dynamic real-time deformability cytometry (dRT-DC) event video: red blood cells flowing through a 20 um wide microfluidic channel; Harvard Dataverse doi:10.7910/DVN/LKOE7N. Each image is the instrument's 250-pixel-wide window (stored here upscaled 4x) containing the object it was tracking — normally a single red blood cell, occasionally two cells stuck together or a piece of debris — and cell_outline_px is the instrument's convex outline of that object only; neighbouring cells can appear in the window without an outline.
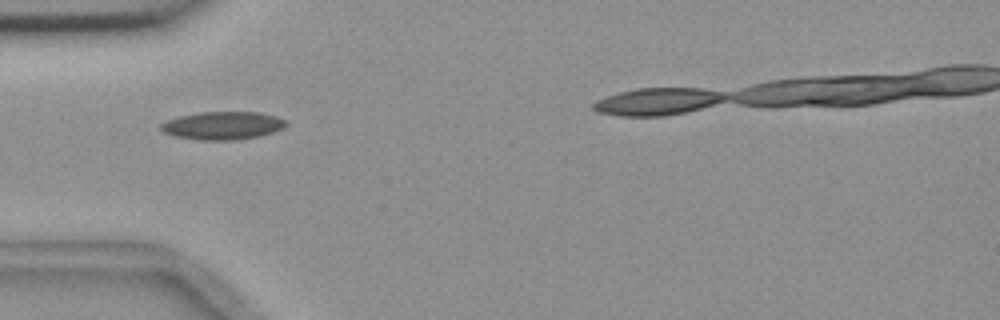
{"species": "common noctule bat (a hibernating species)", "species_latin": "Nyctalus noctula", "temperature_condition": "room temperature", "stored_images_in_passage": 5, "camera_frame_rate_fps": 3000, "um_per_image_px": 0.085, "animal": {"sex": "female", "body_mass_g": 18.4}, "frame": {"image": 1, "passage_image": 1, "time_ms": 0.0, "image_size_px": [1000, 320], "cell_outline_px": [[288, 124], [284, 128], [260, 136], [236, 140], [196, 140], [176, 136], [164, 132], [160, 128], [160, 124], [168, 120], [180, 116], [200, 112], [260, 112], [276, 116], [288, 120]], "centroid_in_image_um": [18.98, 10.67], "position_along_channel_um": 66.0, "area_um2": 20.52}}
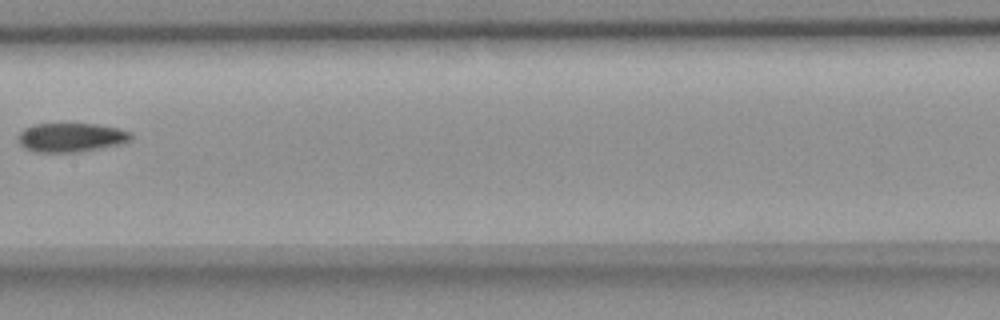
{"frame": {"image": 2, "passage_image": 4, "time_ms": 3.667, "image_size_px": [1000, 320], "cell_outline_px": [[132, 140], [124, 144], [80, 152], [36, 152], [20, 144], [16, 136], [24, 128], [32, 124], [96, 124], [116, 128], [132, 132]], "centroid_in_image_um": [6.07, 11.68], "position_along_channel_um": 201.3, "area_um2": 19.25}}
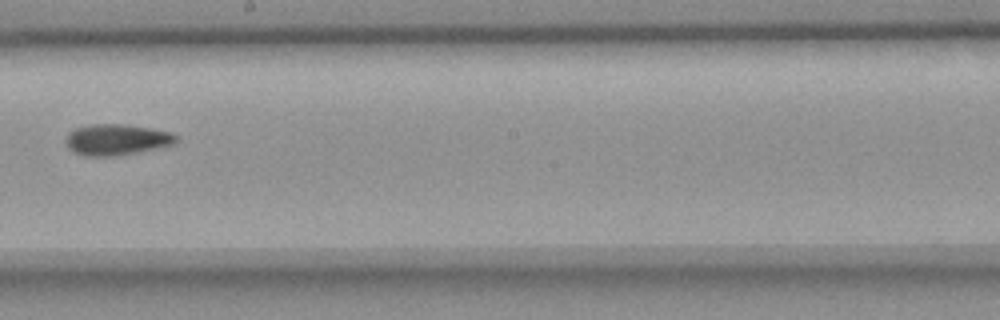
{"frame": {"image": 3, "passage_image": 5, "time_ms": 4.667, "image_size_px": [1000, 320], "cell_outline_px": [[180, 140], [172, 144], [156, 148], [116, 156], [84, 156], [72, 152], [68, 148], [64, 140], [68, 132], [76, 128], [88, 124], [124, 124], [152, 128], [172, 132]], "centroid_in_image_um": [9.87, 11.86], "position_along_channel_um": 238.3, "area_um2": 20.17}}